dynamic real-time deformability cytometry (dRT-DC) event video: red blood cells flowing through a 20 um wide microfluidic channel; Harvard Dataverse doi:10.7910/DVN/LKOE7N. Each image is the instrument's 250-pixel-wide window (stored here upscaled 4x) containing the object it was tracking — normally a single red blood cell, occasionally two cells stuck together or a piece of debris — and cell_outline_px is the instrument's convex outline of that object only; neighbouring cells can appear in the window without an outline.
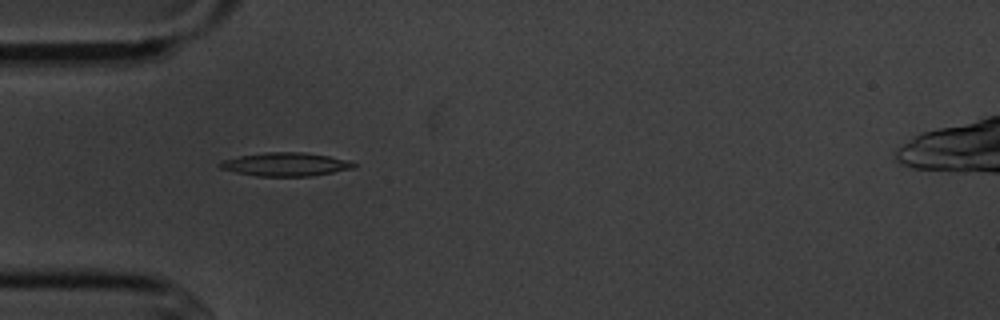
{"species": "common noctule bat (a hibernating species)", "species_latin": "Nyctalus noctula", "temperature_condition": "cold", "stored_images_in_passage": 5, "camera_frame_rate_fps": 3000, "um_per_image_px": 0.085, "animal": {"sex": "male", "body_mass_g": 20.1, "forearm_length_mm": 53.5}, "frame": {"image": 1, "passage_image": 4, "time_ms": 4.333, "image_size_px": [1000, 320], "cell_outline_px": [[356, 168], [312, 176], [256, 176], [236, 172], [220, 168], [216, 164], [220, 160], [240, 156], [264, 152], [304, 152], [328, 156], [344, 160], [356, 164]], "centroid_in_image_um": [24.23, 13.97], "position_along_channel_um": 60.8, "area_um2": 18.32}}
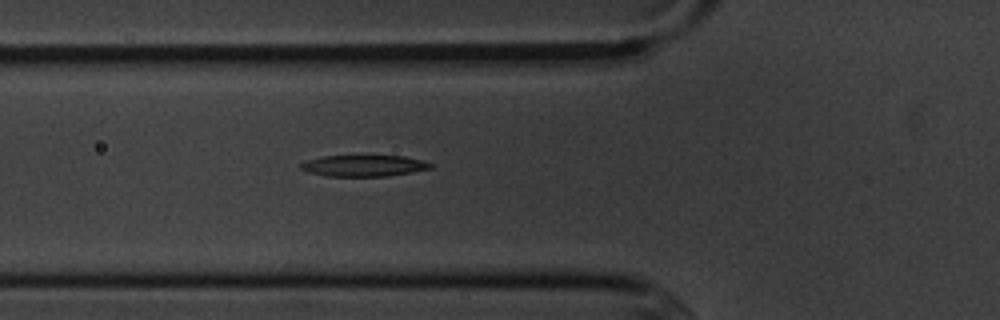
{"frame": {"image": 2, "passage_image": 5, "time_ms": 5.333, "image_size_px": [1000, 320], "cell_outline_px": [[432, 168], [412, 172], [384, 176], [328, 176], [308, 172], [300, 168], [300, 164], [308, 160], [320, 156], [404, 156], [420, 160], [432, 164]], "centroid_in_image_um": [30.9, 14.08], "position_along_channel_um": 94.9, "area_um2": 15.9}}